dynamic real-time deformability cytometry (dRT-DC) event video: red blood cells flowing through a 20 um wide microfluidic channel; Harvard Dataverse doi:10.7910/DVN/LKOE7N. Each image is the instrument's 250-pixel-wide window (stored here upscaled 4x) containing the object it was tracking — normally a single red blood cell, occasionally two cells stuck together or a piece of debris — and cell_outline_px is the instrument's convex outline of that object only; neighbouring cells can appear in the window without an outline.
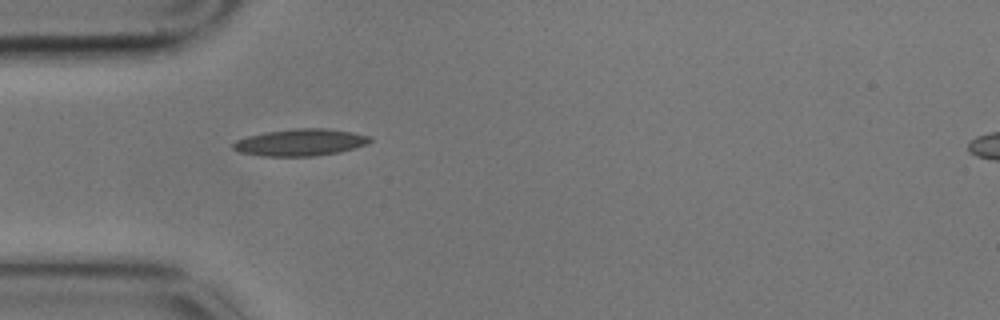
{"species": "common noctule bat (a hibernating species)", "species_latin": "Nyctalus noctula", "temperature_condition": "cold", "stored_images_in_passage": 1, "camera_frame_rate_fps": 3000, "um_per_image_px": 0.085, "animal": {"sex": "male", "body_mass_g": 17.9}, "frame": {"image": 1, "passage_image": 1, "time_ms": 0.0, "image_size_px": [1000, 320], "cell_outline_px": [[372, 140], [368, 144], [340, 152], [312, 156], [260, 156], [240, 152], [232, 148], [232, 144], [236, 140], [248, 136], [264, 132], [296, 128], [324, 128], [352, 132], [372, 136]], "centroid_in_image_um": [25.54, 12.1], "position_along_channel_um": 59.5, "area_um2": 21.56}}